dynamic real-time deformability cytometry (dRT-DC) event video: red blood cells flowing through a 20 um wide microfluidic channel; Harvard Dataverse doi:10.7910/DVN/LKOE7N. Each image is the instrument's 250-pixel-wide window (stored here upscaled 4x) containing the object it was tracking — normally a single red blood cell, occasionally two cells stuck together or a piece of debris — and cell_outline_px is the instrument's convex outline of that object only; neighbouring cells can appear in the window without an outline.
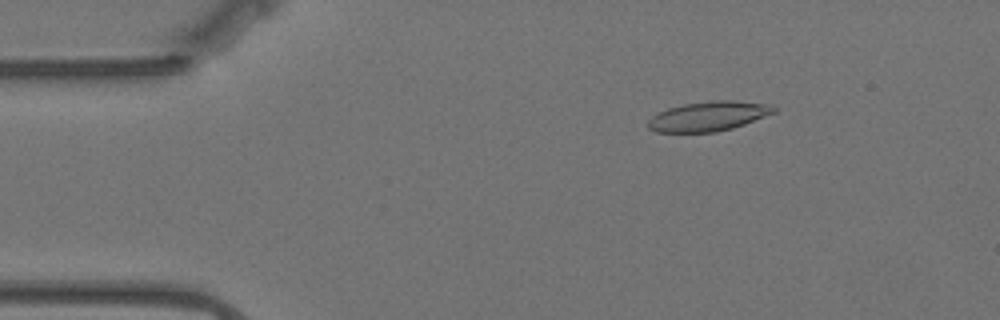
{"species": "Egyptian fruit bat (a non-hibernating species)", "species_latin": "Rousettus aegyptiacus", "temperature_condition": "warm", "stored_images_in_passage": 57, "camera_frame_rate_fps": 3000, "um_per_image_px": 0.085, "animal": {"sex": "female"}, "frame": {"image": 1, "passage_image": 8, "time_ms": 2.333, "image_size_px": [1000, 320], "cell_outline_px": [[776, 112], [744, 124], [732, 128], [716, 132], [656, 132], [648, 128], [648, 120], [652, 116], [668, 108], [684, 104], [712, 100], [732, 100], [772, 104], [776, 108]], "centroid_in_image_um": [60.24, 9.87], "position_along_channel_um": 24.8, "area_um2": 21.73}}
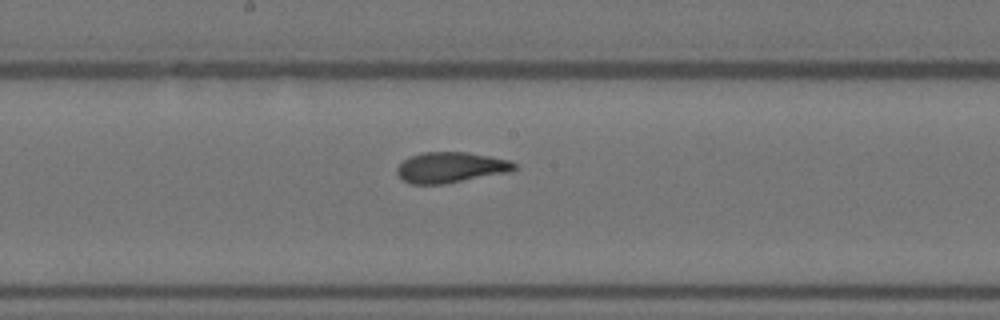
{"frame": {"image": 2, "passage_image": 29, "time_ms": 9.333, "image_size_px": [1000, 320], "cell_outline_px": [[516, 168], [508, 172], [444, 184], [412, 184], [404, 180], [396, 172], [396, 168], [404, 160], [412, 156], [424, 152], [468, 152], [508, 160], [516, 164]], "centroid_in_image_um": [38.29, 14.23], "position_along_channel_um": 209.9, "area_um2": 20.63}}
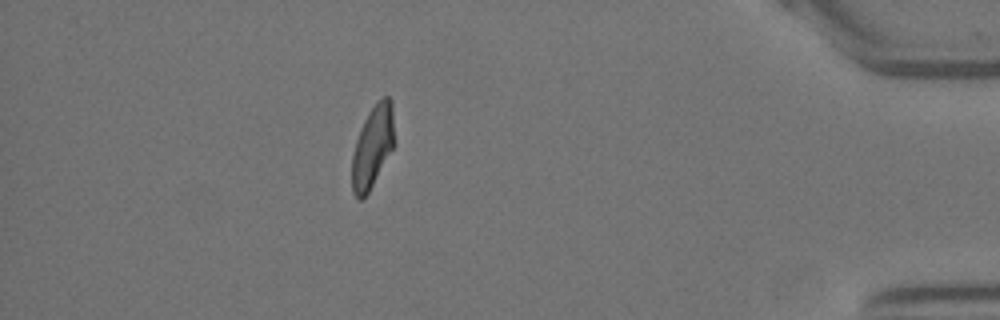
{"frame": {"image": 3, "passage_image": 50, "time_ms": 16.333, "image_size_px": [1000, 320], "cell_outline_px": [[396, 144], [368, 192], [360, 200], [356, 200], [352, 192], [352, 156], [356, 140], [360, 128], [368, 112], [384, 96], [388, 96], [392, 100]], "centroid_in_image_um": [31.69, 12.46], "position_along_channel_um": 403.5, "area_um2": 20.52}, "authors_computed_cell_mechanics": {"area_um2": 21.0392, "velocity_mm_per_s": 3.486, "shape_relaxation_time_tau1_ms": 3.1196, "shape_relaxation_time_tau2_ms": 1.4862, "deformation_change_tau1": 0.1601, "deformation_change_tau2": 0.0948}}